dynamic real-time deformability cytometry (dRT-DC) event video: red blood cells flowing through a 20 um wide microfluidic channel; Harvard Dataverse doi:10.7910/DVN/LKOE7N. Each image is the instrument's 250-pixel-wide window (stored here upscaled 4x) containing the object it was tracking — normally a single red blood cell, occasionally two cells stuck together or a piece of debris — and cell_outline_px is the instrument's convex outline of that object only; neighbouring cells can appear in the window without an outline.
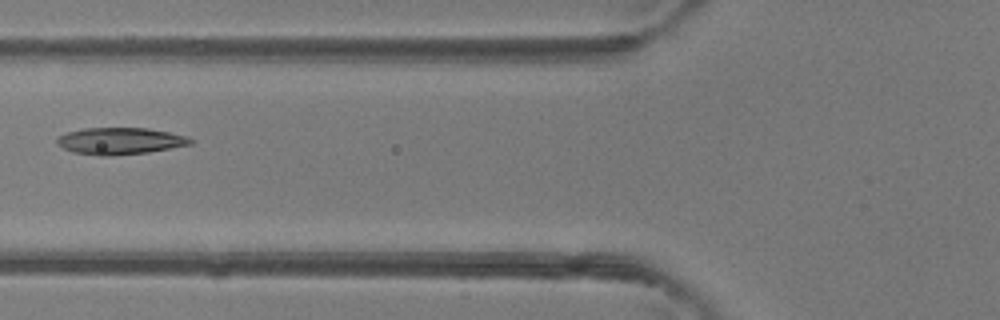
{"species": "common noctule bat (a hibernating species)", "species_latin": "Nyctalus noctula", "temperature_condition": "room temperature", "stored_images_in_passage": 7, "camera_frame_rate_fps": 3000, "um_per_image_px": 0.085, "animal": {"sex": "female"}, "frame": {"image": 1, "passage_image": 6, "time_ms": 1.667, "image_size_px": [1000, 320], "cell_outline_px": [[192, 144], [148, 152], [112, 156], [96, 156], [72, 152], [56, 144], [56, 136], [68, 132], [84, 128], [148, 128], [188, 136], [192, 140]], "centroid_in_image_um": [10.16, 11.99], "position_along_channel_um": 115.6, "area_um2": 20.98}}
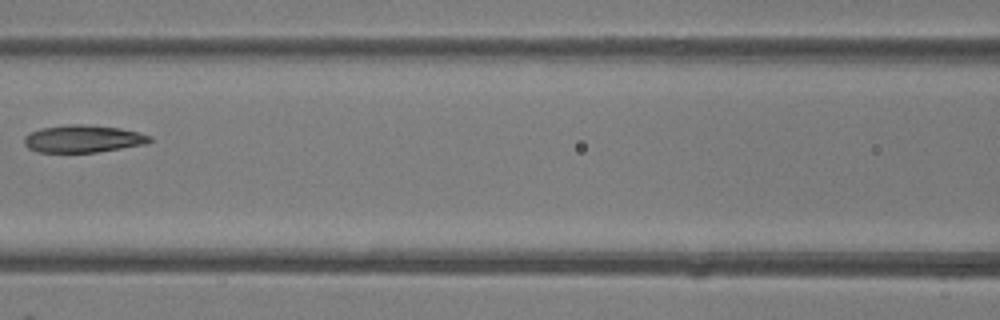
{"frame": {"image": 2, "passage_image": 7, "time_ms": 2.0, "image_size_px": [1000, 320], "cell_outline_px": [[152, 140], [148, 144], [96, 152], [36, 152], [28, 148], [24, 144], [24, 136], [28, 132], [40, 128], [68, 124], [84, 124], [120, 128], [152, 136]], "centroid_in_image_um": [7.03, 11.79], "position_along_channel_um": 159.6, "area_um2": 20.23}}